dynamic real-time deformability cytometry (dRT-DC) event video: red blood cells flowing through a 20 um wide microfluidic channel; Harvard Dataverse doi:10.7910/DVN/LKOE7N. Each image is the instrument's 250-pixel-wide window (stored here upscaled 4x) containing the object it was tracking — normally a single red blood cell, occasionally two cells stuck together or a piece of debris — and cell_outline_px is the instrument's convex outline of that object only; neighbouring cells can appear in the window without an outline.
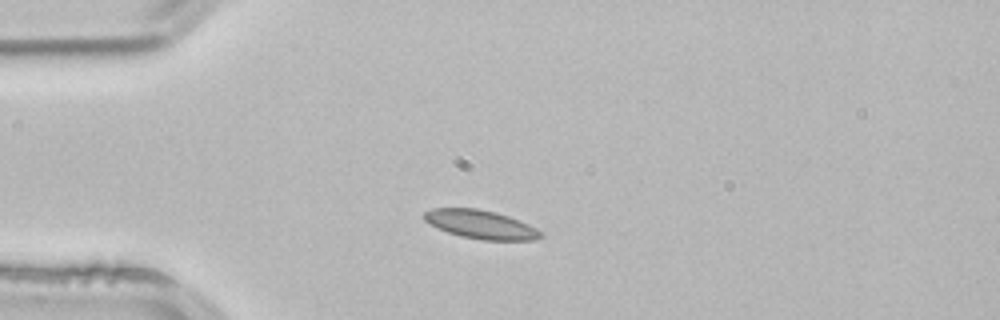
{"species": "common noctule bat (a hibernating species)", "species_latin": "Nyctalus noctula", "temperature_condition": "room temperature", "stored_images_in_passage": 1, "camera_frame_rate_fps": 3000, "um_per_image_px": 0.085, "animal": {"sex": "male", "body_mass_g": 21.5, "forearm_length_mm": 52.0}, "frame": {"image": 1, "passage_image": 1, "time_ms": 0.0, "image_size_px": [1000, 320], "cell_outline_px": [[544, 236], [536, 240], [480, 240], [460, 236], [436, 228], [424, 220], [424, 212], [432, 208], [476, 208], [496, 212], [508, 216], [528, 224], [536, 228]], "centroid_in_image_um": [40.85, 19.08], "position_along_channel_um": 44.2, "area_um2": 19.48}}